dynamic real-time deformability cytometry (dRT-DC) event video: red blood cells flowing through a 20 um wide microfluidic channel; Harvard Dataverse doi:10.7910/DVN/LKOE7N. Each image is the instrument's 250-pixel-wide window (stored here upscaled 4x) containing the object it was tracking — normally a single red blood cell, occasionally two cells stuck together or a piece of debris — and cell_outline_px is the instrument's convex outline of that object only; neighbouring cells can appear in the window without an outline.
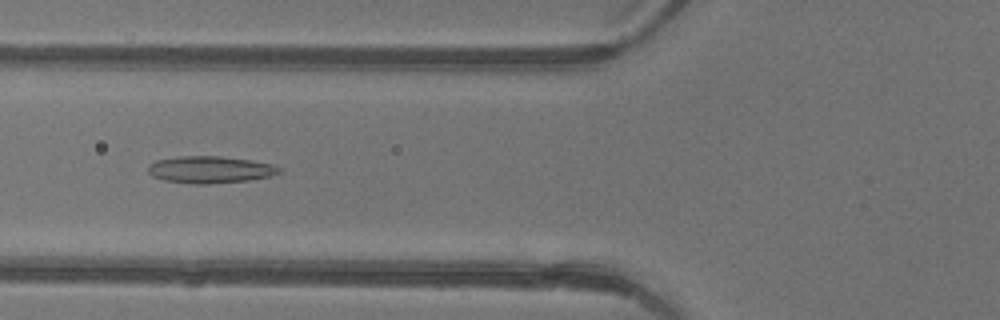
{"species": "common noctule bat (a hibernating species)", "species_latin": "Nyctalus noctula", "temperature_condition": "warm", "stored_images_in_passage": 5, "camera_frame_rate_fps": 3000, "um_per_image_px": 0.085, "animal": {"sex": "female"}, "frame": {"image": 1, "passage_image": 4, "time_ms": 1.0, "image_size_px": [1000, 320], "cell_outline_px": [[280, 172], [272, 176], [248, 180], [208, 184], [192, 184], [164, 180], [152, 176], [148, 172], [148, 164], [156, 160], [176, 156], [220, 156], [252, 160], [272, 164], [280, 168]], "centroid_in_image_um": [17.83, 14.41], "position_along_channel_um": 108.0, "area_um2": 20.75}}
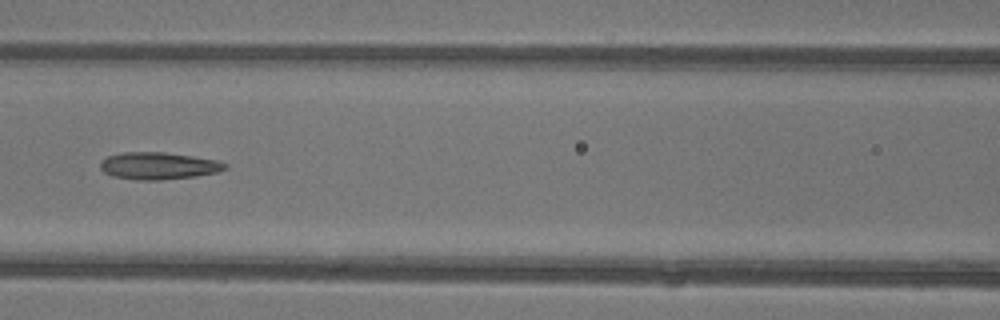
{"frame": {"image": 2, "passage_image": 5, "time_ms": 1.333, "image_size_px": [1000, 320], "cell_outline_px": [[228, 168], [216, 172], [196, 176], [160, 180], [136, 180], [112, 176], [104, 172], [100, 168], [100, 160], [108, 156], [124, 152], [164, 152], [192, 156], [216, 160], [228, 164]], "centroid_in_image_um": [13.45, 14.09], "position_along_channel_um": 153.2, "area_um2": 19.77}}